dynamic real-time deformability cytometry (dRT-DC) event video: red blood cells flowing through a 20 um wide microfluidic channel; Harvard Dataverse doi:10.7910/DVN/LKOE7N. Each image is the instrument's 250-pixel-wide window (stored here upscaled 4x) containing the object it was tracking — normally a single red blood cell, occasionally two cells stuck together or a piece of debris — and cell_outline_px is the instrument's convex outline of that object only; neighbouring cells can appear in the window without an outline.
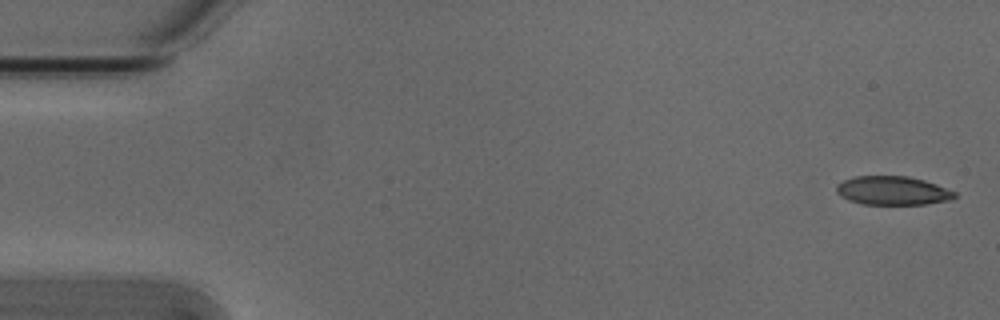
{"species": "Egyptian fruit bat (a non-hibernating species)", "species_latin": "Rousettus aegyptiacus", "temperature_condition": "cold", "stored_images_in_passage": 2, "camera_frame_rate_fps": 3000, "um_per_image_px": 0.085, "animal": {"sex": "male"}, "frame": {"image": 1, "passage_image": 2, "time_ms": 0.333, "image_size_px": [1000, 320], "cell_outline_px": [[956, 196], [952, 200], [928, 204], [864, 204], [848, 200], [840, 196], [836, 192], [836, 184], [844, 180], [856, 176], [908, 176], [924, 180], [936, 184], [956, 192]], "centroid_in_image_um": [75.88, 16.2], "position_along_channel_um": 9.1, "area_um2": 19.88}}